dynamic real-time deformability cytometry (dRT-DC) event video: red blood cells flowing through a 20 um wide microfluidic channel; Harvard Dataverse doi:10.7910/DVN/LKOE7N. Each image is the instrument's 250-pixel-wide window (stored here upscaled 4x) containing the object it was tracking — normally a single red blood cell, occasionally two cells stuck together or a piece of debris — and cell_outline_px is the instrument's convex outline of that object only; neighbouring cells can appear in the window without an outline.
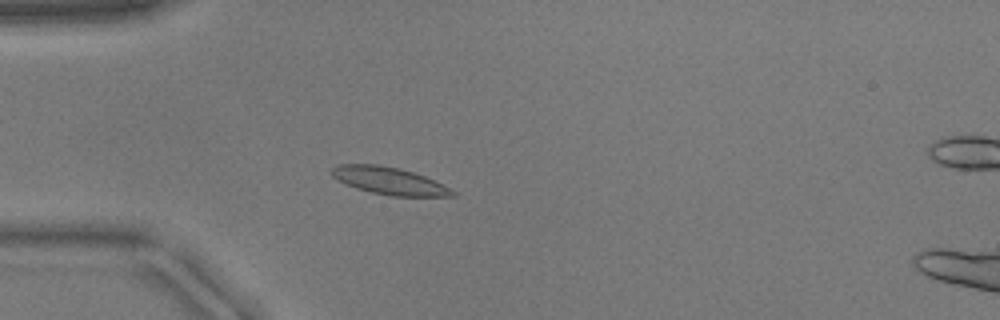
{"species": "common noctule bat (a hibernating species)", "species_latin": "Nyctalus noctula", "temperature_condition": "warm", "stored_images_in_passage": 50, "camera_frame_rate_fps": 3000, "um_per_image_px": 0.085, "animal": {"sex": "male", "body_mass_g": 17.9}, "frame": {"image": 1, "passage_image": 13, "time_ms": 4.0, "image_size_px": [1000, 320], "cell_outline_px": [[456, 196], [392, 196], [372, 192], [356, 188], [336, 180], [332, 176], [332, 168], [336, 164], [380, 164], [400, 168], [424, 176], [456, 192]], "centroid_in_image_um": [33.02, 15.36], "position_along_channel_um": 52.0, "area_um2": 19.07}}
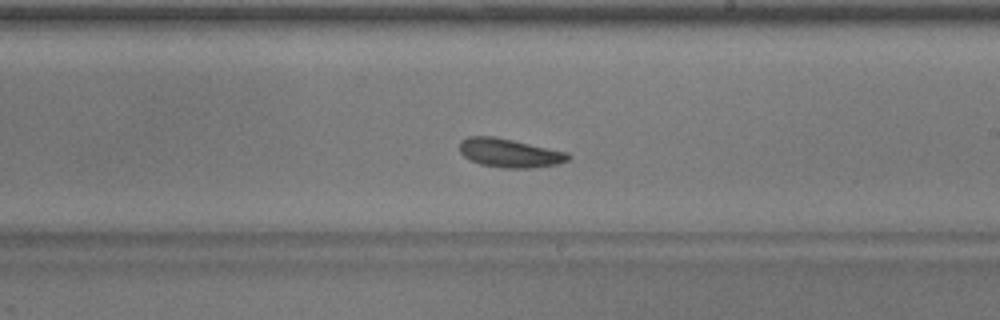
{"frame": {"image": 2, "passage_image": 29, "time_ms": 9.333, "image_size_px": [1000, 320], "cell_outline_px": [[572, 156], [568, 160], [556, 164], [532, 168], [504, 168], [480, 164], [464, 156], [460, 152], [460, 140], [468, 136], [492, 136], [512, 140], [568, 152]], "centroid_in_image_um": [43.31, 13.0], "position_along_channel_um": 245.7, "area_um2": 18.09}}
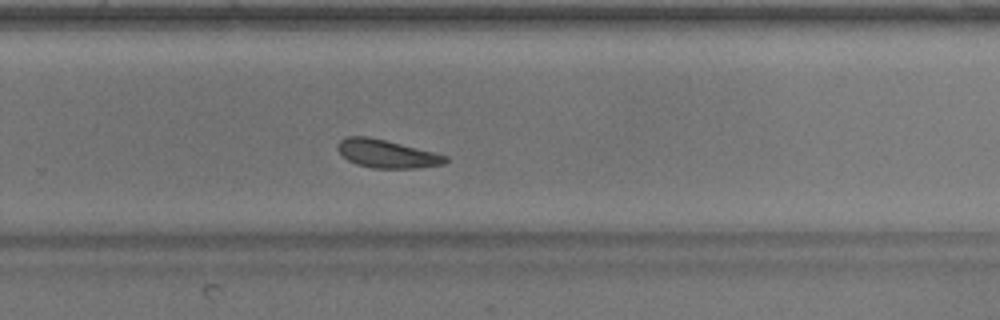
{"frame": {"image": 3, "passage_image": 33, "time_ms": 10.667, "image_size_px": [1000, 320], "cell_outline_px": [[448, 160], [444, 164], [416, 168], [372, 168], [356, 164], [348, 160], [336, 148], [336, 144], [340, 140], [348, 136], [368, 136], [448, 156]], "centroid_in_image_um": [32.84, 13.07], "position_along_channel_um": 297.0, "area_um2": 17.46}}